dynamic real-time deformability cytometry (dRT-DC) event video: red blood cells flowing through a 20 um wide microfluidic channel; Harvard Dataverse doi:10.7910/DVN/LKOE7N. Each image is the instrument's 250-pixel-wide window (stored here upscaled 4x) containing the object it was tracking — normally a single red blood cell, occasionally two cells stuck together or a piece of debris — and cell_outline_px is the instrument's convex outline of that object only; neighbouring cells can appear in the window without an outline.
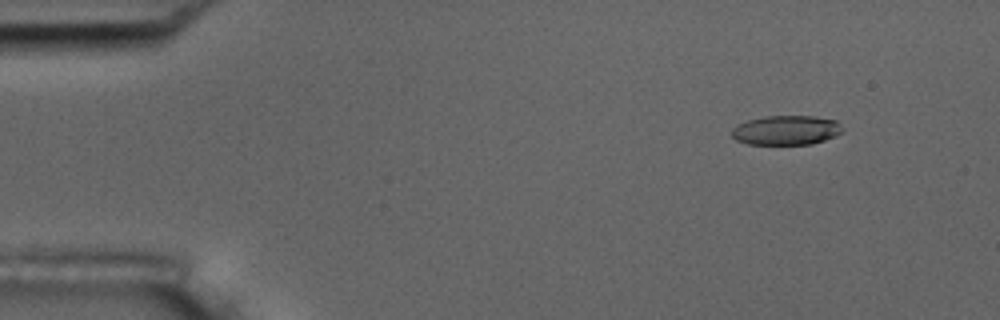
{"species": "common noctule bat (a hibernating species)", "species_latin": "Nyctalus noctula", "temperature_condition": "room temperature", "stored_images_in_passage": 56, "camera_frame_rate_fps": 3000, "um_per_image_px": 0.085, "animal": {"sex": "male", "body_mass_g": 17.5, "forearm_length_mm": 52.3}, "frame": {"image": 1, "passage_image": 6, "time_ms": 1.667, "image_size_px": [1000, 320], "cell_outline_px": [[844, 132], [836, 136], [812, 144], [748, 144], [736, 140], [732, 136], [732, 128], [736, 124], [748, 120], [764, 116], [816, 116], [836, 120], [840, 124]], "centroid_in_image_um": [66.84, 11.06], "position_along_channel_um": 18.2, "area_um2": 19.19}}
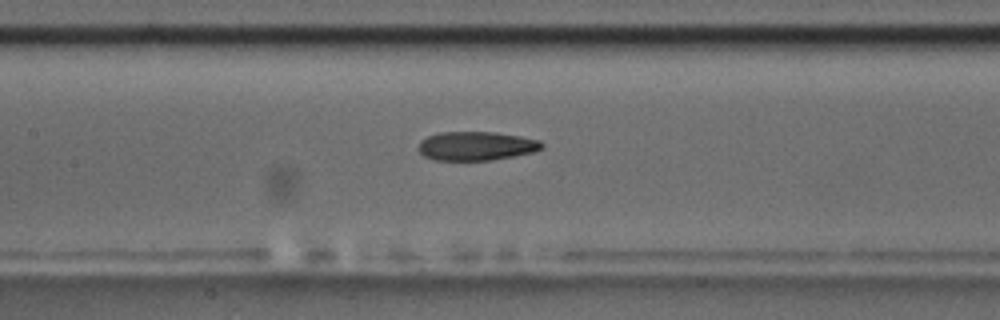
{"frame": {"image": 2, "passage_image": 26, "time_ms": 8.333, "image_size_px": [1000, 320], "cell_outline_px": [[544, 148], [532, 152], [512, 156], [488, 160], [432, 160], [424, 156], [420, 152], [420, 140], [428, 136], [440, 132], [496, 132], [520, 136], [540, 140], [544, 144]], "centroid_in_image_um": [40.49, 12.4], "position_along_channel_um": 166.9, "area_um2": 20.69}}
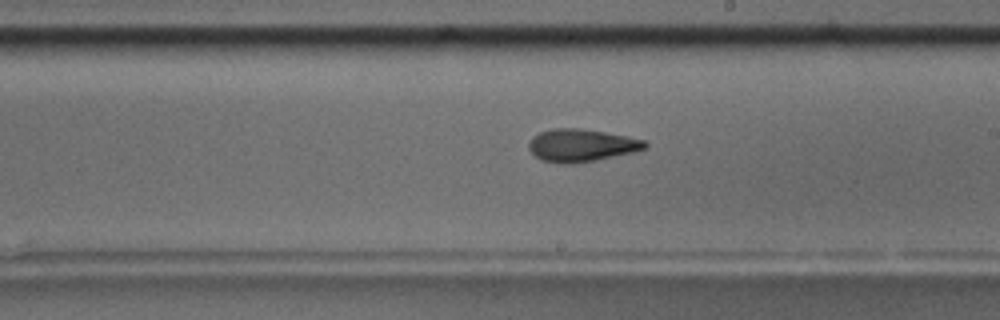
{"frame": {"image": 3, "passage_image": 32, "time_ms": 10.333, "image_size_px": [1000, 320], "cell_outline_px": [[648, 144], [644, 148], [636, 152], [596, 160], [568, 164], [564, 164], [540, 160], [528, 148], [528, 144], [532, 136], [540, 132], [552, 128], [580, 128], [628, 136], [644, 140]], "centroid_in_image_um": [49.41, 12.35], "position_along_channel_um": 239.6, "area_um2": 22.14}, "authors_computed_cell_mechanics": {"area_um2": 21.0681, "velocity_mm_per_s": 3.6501, "shape_relaxation_time_tau1_ms": null, "shape_relaxation_time_tau2_ms": 4.1376, "deformation_change_tau1": null, "deformation_change_tau2": 0.1276}}